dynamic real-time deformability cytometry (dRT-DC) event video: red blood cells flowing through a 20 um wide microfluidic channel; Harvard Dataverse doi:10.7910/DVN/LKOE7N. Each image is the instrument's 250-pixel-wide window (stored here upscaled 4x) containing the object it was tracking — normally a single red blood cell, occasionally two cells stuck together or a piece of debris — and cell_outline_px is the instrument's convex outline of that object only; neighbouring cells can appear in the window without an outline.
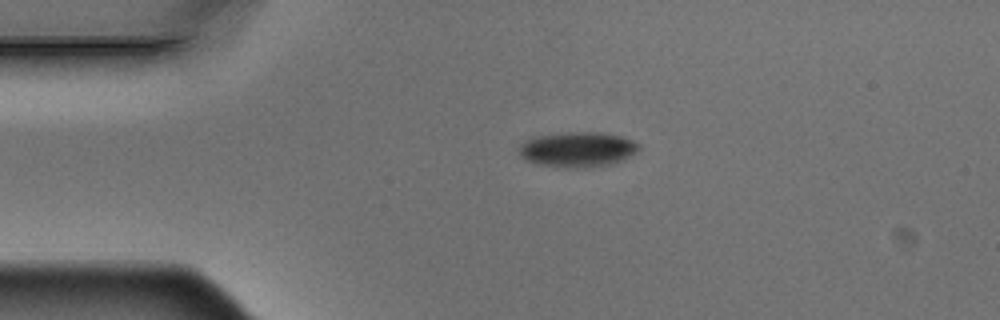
{"species": "Egyptian fruit bat (a non-hibernating species)", "species_latin": "Rousettus aegyptiacus", "temperature_condition": "warm", "stored_images_in_passage": 3, "camera_frame_rate_fps": 3000, "um_per_image_px": 0.085, "animal": {"sex": "male"}, "frame": {"image": 1, "passage_image": 2, "time_ms": 0.333, "image_size_px": [1000, 320], "cell_outline_px": [[640, 148], [636, 152], [624, 160], [612, 164], [572, 168], [564, 168], [540, 164], [528, 160], [520, 156], [516, 148], [524, 140], [532, 136], [568, 132], [600, 132], [624, 136], [640, 144]], "centroid_in_image_um": [49.08, 12.68], "position_along_channel_um": 35.9, "area_um2": 24.85}}